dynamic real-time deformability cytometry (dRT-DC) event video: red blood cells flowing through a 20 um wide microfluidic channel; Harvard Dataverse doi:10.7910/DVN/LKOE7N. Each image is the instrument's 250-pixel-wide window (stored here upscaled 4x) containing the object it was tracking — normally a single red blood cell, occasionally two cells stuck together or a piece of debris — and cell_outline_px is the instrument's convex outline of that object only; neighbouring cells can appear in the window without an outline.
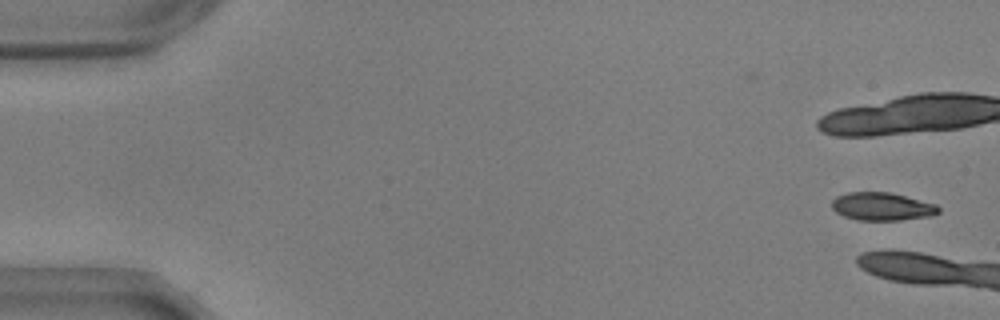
{"species": "common noctule bat (a hibernating species)", "species_latin": "Nyctalus noctula", "temperature_condition": "warm", "stored_images_in_passage": 9, "camera_frame_rate_fps": 3000, "um_per_image_px": 0.085, "animal": {"sex": "male", "body_mass_g": 17.9, "forearm_length_mm": 54.2}, "frame": {"image": 1, "passage_image": 1, "time_ms": 0.0, "image_size_px": [1000, 320], "cell_outline_px": [[940, 212], [932, 216], [900, 220], [856, 220], [844, 216], [836, 212], [832, 208], [832, 200], [836, 196], [848, 192], [892, 192], [936, 204], [940, 208]], "centroid_in_image_um": [74.98, 17.55], "position_along_channel_um": 10.0, "area_um2": 17.57}}